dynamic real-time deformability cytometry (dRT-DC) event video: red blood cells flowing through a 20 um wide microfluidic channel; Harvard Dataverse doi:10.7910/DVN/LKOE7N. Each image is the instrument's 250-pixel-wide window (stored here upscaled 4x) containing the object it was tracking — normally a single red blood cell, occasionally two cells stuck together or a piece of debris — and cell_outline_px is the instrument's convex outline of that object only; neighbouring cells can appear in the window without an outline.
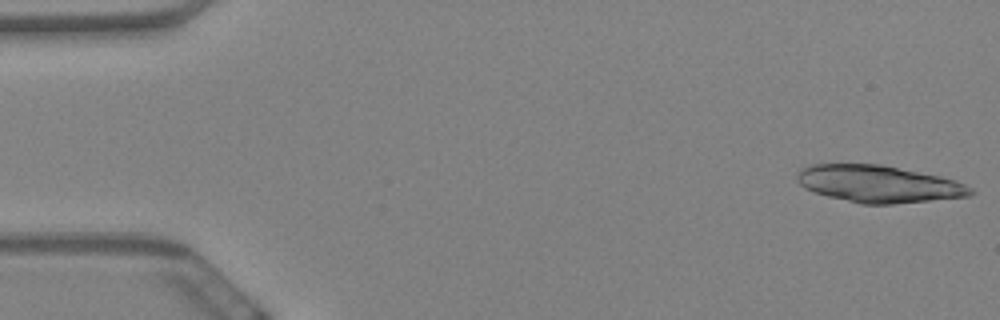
{"species": "Egyptian fruit bat (a non-hibernating species)", "species_latin": "Rousettus aegyptiacus", "temperature_condition": "warm", "stored_images_in_passage": 59, "camera_frame_rate_fps": 3000, "um_per_image_px": 0.085, "animal": {"sex": "female"}, "frame": {"image": 1, "passage_image": 1, "time_ms": 0.0, "image_size_px": [1000, 320], "cell_outline_px": [[976, 192], [968, 196], [892, 204], [864, 204], [828, 196], [812, 192], [804, 188], [796, 180], [796, 176], [800, 168], [808, 164], [880, 164], [940, 176], [956, 180], [972, 188]], "centroid_in_image_um": [74.64, 15.62], "position_along_channel_um": 10.4, "area_um2": 37.45}}
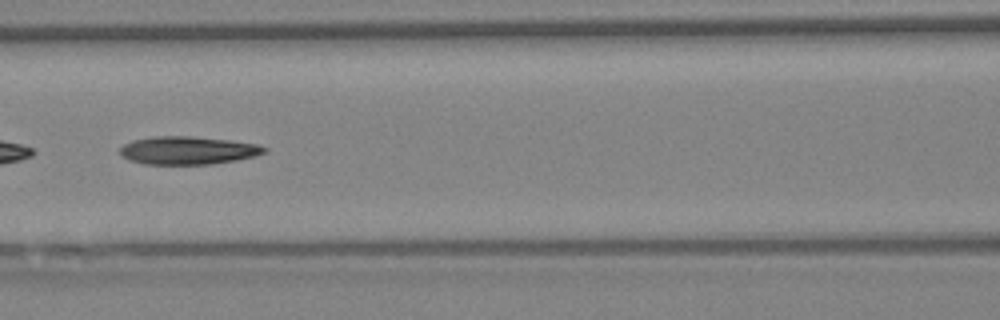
{"frame": {"image": 2, "passage_image": 26, "time_ms": 8.333, "image_size_px": [1000, 320], "cell_outline_px": [[268, 148], [264, 152], [252, 156], [236, 160], [208, 164], [144, 164], [128, 160], [120, 156], [120, 148], [124, 144], [132, 140], [152, 136], [192, 136], [228, 140], [256, 144]], "centroid_in_image_um": [15.89, 12.78], "position_along_channel_um": 150.7, "area_um2": 23.47}}
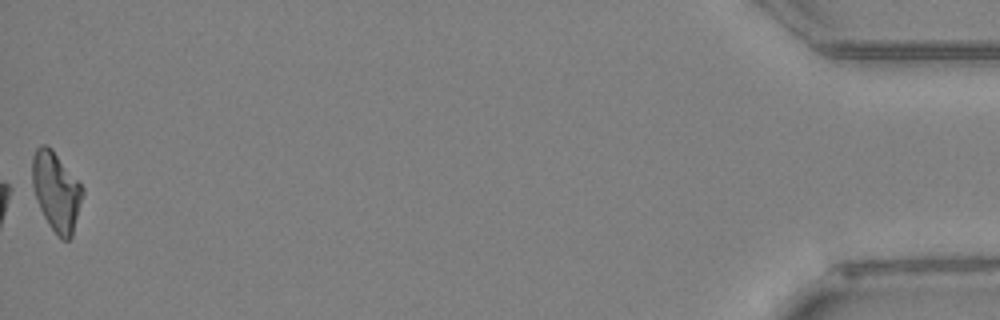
{"frame": {"image": 3, "passage_image": 59, "time_ms": 19.333, "image_size_px": [1000, 320], "cell_outline_px": [[84, 192], [72, 236], [68, 240], [60, 240], [48, 224], [36, 200], [32, 184], [32, 156], [36, 148], [40, 144], [48, 144], [52, 148], [84, 188]], "centroid_in_image_um": [4.77, 16.26], "position_along_channel_um": 430.4, "area_um2": 23.35}, "authors_computed_cell_mechanics": {"area_um2": 23.6402, "velocity_mm_per_s": 3.4304, "shape_relaxation_time_tau1_ms": 8.6681, "shape_relaxation_time_tau2_ms": 10.3376, "deformation_change_tau1": 0.2391, "deformation_change_tau2": 0.2242}}